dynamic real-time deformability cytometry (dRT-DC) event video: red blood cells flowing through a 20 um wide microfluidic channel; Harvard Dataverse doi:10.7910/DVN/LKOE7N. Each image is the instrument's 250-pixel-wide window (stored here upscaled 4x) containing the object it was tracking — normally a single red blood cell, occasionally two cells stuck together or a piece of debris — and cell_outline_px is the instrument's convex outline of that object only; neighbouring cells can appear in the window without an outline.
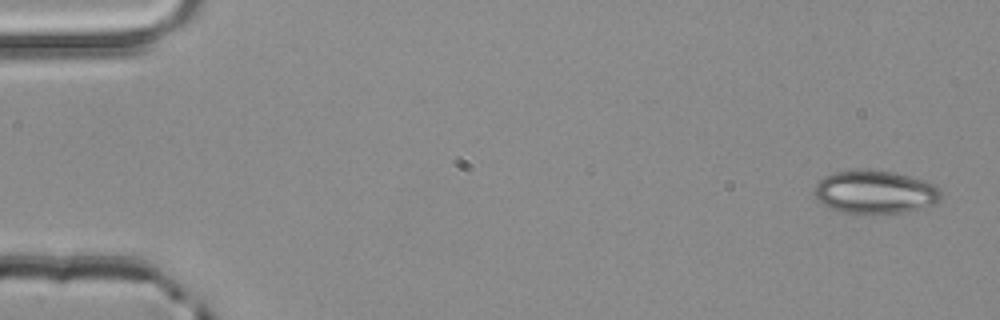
{"species": "common noctule bat (a hibernating species)", "species_latin": "Nyctalus noctula", "temperature_condition": "room temperature", "stored_images_in_passage": 4, "camera_frame_rate_fps": 3000, "um_per_image_px": 0.085, "animal": {"sex": "male", "body_mass_g": 20.4}, "frame": {"image": 1, "passage_image": 1, "time_ms": 0.0, "image_size_px": [1000, 320], "cell_outline_px": [[940, 200], [936, 204], [908, 212], [840, 212], [828, 208], [816, 196], [816, 184], [824, 176], [836, 172], [856, 168], [896, 172], [924, 180], [936, 184], [940, 188]], "centroid_in_image_um": [74.43, 16.29], "position_along_channel_um": 10.6, "area_um2": 31.85}}